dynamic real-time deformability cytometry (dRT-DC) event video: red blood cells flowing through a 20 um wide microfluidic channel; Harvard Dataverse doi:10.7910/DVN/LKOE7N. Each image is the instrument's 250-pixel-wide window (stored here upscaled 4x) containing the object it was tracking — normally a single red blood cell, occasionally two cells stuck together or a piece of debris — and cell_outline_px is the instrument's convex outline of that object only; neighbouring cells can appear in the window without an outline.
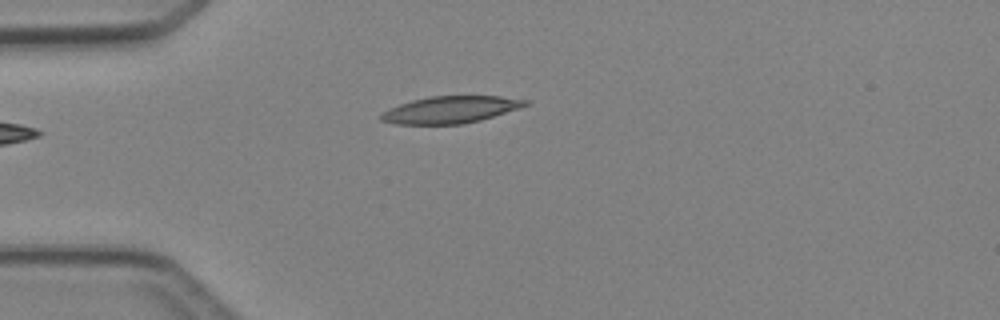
{"species": "Egyptian fruit bat (a non-hibernating species)", "species_latin": "Rousettus aegyptiacus", "temperature_condition": "cold", "stored_images_in_passage": 2, "camera_frame_rate_fps": 3000, "um_per_image_px": 0.085, "animal": {"sex": "female"}, "frame": {"image": 1, "passage_image": 2, "time_ms": 1.333, "image_size_px": [1000, 320], "cell_outline_px": [[528, 104], [520, 108], [480, 120], [464, 124], [396, 124], [380, 120], [380, 116], [388, 108], [412, 100], [428, 96], [500, 96], [528, 100]], "centroid_in_image_um": [38.28, 9.32], "position_along_channel_um": 46.7, "area_um2": 22.6}}